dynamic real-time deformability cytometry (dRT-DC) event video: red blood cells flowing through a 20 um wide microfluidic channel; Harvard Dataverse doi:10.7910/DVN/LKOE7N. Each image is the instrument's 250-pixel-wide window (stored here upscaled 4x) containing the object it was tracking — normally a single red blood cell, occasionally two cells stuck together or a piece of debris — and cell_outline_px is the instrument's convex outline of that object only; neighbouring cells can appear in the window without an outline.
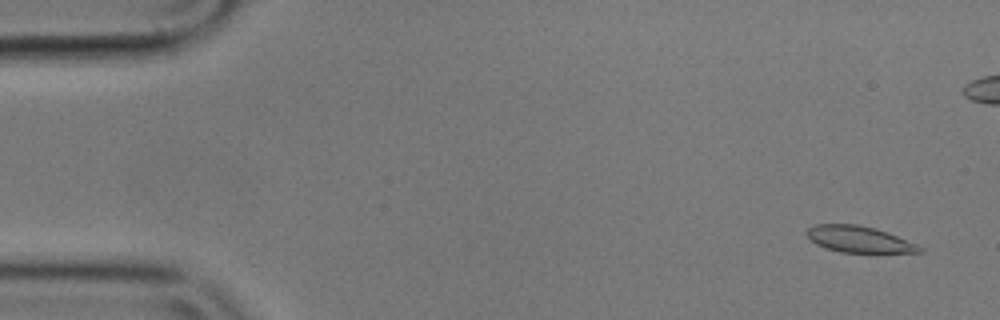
{"species": "common noctule bat (a hibernating species)", "species_latin": "Nyctalus noctula", "temperature_condition": "cold", "stored_images_in_passage": 57, "camera_frame_rate_fps": 3000, "um_per_image_px": 0.085, "animal": {"sex": "male", "body_mass_g": 17.9}, "frame": {"image": 1, "passage_image": 3, "time_ms": 0.667, "image_size_px": [1000, 320], "cell_outline_px": [[924, 252], [840, 252], [816, 244], [808, 240], [804, 232], [808, 228], [816, 224], [856, 224], [876, 228], [888, 232], [916, 244], [924, 248]], "centroid_in_image_um": [72.98, 20.32], "position_along_channel_um": 12.0, "area_um2": 17.34}}
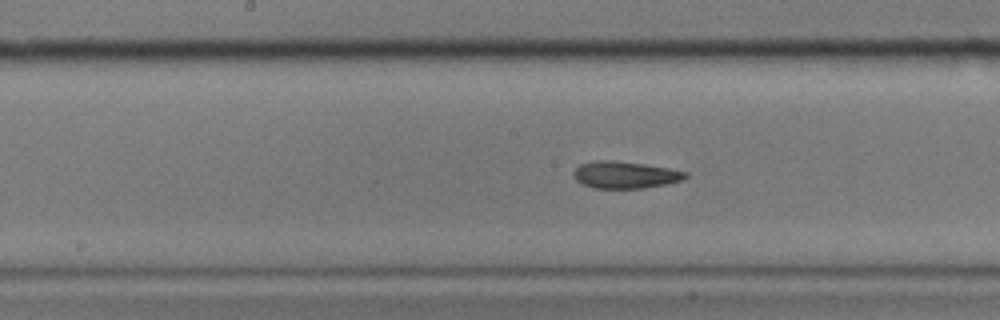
{"frame": {"image": 2, "passage_image": 28, "time_ms": 9.0, "image_size_px": [1000, 320], "cell_outline_px": [[688, 176], [680, 180], [668, 184], [644, 188], [592, 188], [576, 180], [572, 176], [572, 172], [580, 164], [596, 160], [612, 160], [644, 164], [668, 168], [688, 172]], "centroid_in_image_um": [53.11, 14.86], "position_along_channel_um": 195.1, "area_um2": 17.63}}
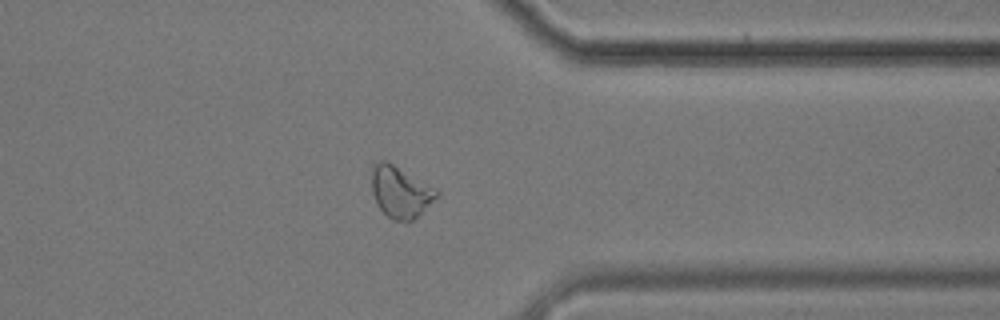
{"frame": {"image": 3, "passage_image": 44, "time_ms": 14.333, "image_size_px": [1000, 320], "cell_outline_px": [[440, 196], [412, 220], [392, 220], [380, 208], [372, 192], [372, 164], [380, 160], [388, 160], [436, 188], [440, 192]], "centroid_in_image_um": [34.05, 16.27], "position_along_channel_um": 377.3, "area_um2": 19.54}, "authors_computed_cell_mechanics": {"area_um2": 18.2648, "velocity_mm_per_s": 3.5461, "shape_relaxation_time_tau1_ms": 6.0052, "shape_relaxation_time_tau2_ms": 5.3156, "deformation_change_tau1": 0.1386, "deformation_change_tau2": 0.1125}}